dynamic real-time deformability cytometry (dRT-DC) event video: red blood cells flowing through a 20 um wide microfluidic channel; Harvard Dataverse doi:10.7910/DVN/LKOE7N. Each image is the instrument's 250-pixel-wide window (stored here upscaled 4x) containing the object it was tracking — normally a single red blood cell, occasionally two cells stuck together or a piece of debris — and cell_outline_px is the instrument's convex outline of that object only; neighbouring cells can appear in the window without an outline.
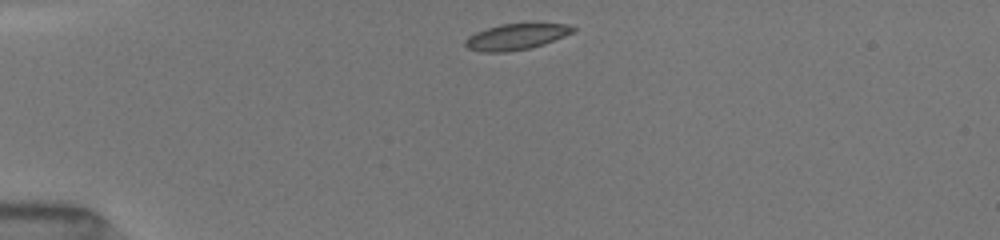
{"species": "common noctule bat (a hibernating species)", "species_latin": "Nyctalus noctula", "temperature_condition": "room temperature", "stored_images_in_passage": 6, "camera_frame_rate_fps": 3000, "um_per_image_px": 0.085, "animal": {"sex": "female", "body_mass_g": 19.5, "forearm_length_mm": 54.1}, "frame": {"image": 1, "passage_image": 1, "time_ms": 0.0, "image_size_px": [1000, 240], "cell_outline_px": [[576, 28], [572, 32], [564, 36], [544, 44], [532, 48], [504, 52], [480, 52], [468, 48], [464, 44], [464, 40], [468, 36], [476, 32], [500, 24], [528, 20], [532, 20], [568, 24]], "centroid_in_image_um": [43.92, 3.06], "position_along_channel_um": 41.1, "area_um2": 17.22}}
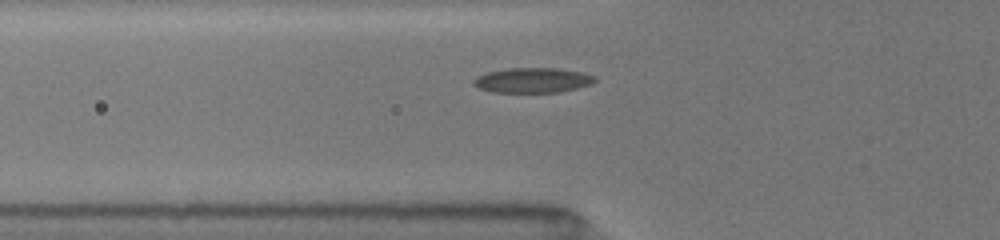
{"frame": {"image": 2, "passage_image": 6, "time_ms": 2.0, "image_size_px": [1000, 240], "cell_outline_px": [[596, 80], [588, 84], [576, 88], [560, 92], [492, 92], [480, 88], [472, 84], [472, 80], [476, 76], [488, 72], [508, 68], [556, 68], [580, 72], [596, 76]], "centroid_in_image_um": [45.23, 6.82], "position_along_channel_um": 80.6, "area_um2": 17.51}}